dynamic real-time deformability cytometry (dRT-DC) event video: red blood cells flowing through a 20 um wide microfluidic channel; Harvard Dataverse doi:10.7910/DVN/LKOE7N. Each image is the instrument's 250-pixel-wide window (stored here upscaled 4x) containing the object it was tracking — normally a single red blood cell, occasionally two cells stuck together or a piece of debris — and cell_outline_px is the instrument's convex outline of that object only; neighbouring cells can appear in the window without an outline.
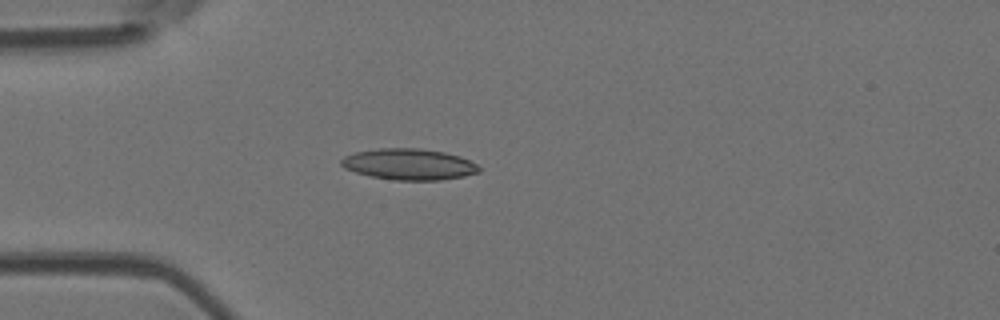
{"species": "Egyptian fruit bat (a non-hibernating species)", "species_latin": "Rousettus aegyptiacus", "temperature_condition": "room temperature", "stored_images_in_passage": 4, "camera_frame_rate_fps": 3000, "um_per_image_px": 0.085, "animal": {"sex": "female"}, "frame": {"image": 1, "passage_image": 4, "time_ms": 3.333, "image_size_px": [1000, 320], "cell_outline_px": [[480, 172], [464, 176], [440, 180], [396, 180], [372, 176], [356, 172], [344, 168], [340, 164], [340, 160], [344, 156], [356, 152], [376, 148], [420, 148], [444, 152], [460, 156], [476, 164], [480, 168]], "centroid_in_image_um": [34.76, 13.95], "position_along_channel_um": 50.2, "area_um2": 24.97}}